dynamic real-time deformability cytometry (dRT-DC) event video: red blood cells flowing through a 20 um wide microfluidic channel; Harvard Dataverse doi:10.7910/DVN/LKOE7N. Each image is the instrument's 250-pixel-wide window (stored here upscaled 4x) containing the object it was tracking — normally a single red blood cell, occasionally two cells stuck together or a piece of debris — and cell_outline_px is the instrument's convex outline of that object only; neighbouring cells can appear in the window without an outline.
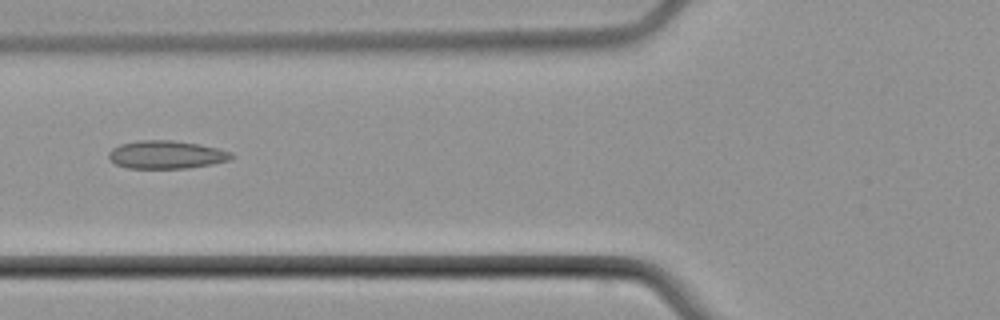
{"species": "common noctule bat (a hibernating species)", "species_latin": "Nyctalus noctula", "temperature_condition": "cold", "stored_images_in_passage": 8, "camera_frame_rate_fps": 3000, "um_per_image_px": 0.085, "animal": {"sex": "male", "body_mass_g": 21.5, "forearm_length_mm": 52.0}, "frame": {"image": 1, "passage_image": 6, "time_ms": 7.0, "image_size_px": [1000, 320], "cell_outline_px": [[236, 156], [228, 160], [212, 164], [188, 168], [128, 168], [116, 164], [108, 156], [108, 152], [112, 148], [120, 144], [140, 140], [172, 140], [200, 144], [232, 152]], "centroid_in_image_um": [14.15, 13.14], "position_along_channel_um": 111.7, "area_um2": 20.06}}
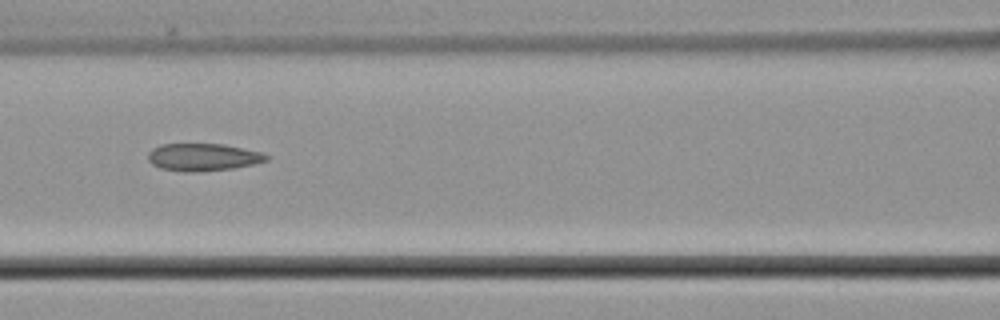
{"frame": {"image": 2, "passage_image": 7, "time_ms": 8.0, "image_size_px": [1000, 320], "cell_outline_px": [[268, 160], [252, 164], [232, 168], [192, 172], [184, 172], [160, 168], [152, 164], [148, 160], [148, 152], [152, 148], [160, 144], [224, 144], [260, 152], [268, 156]], "centroid_in_image_um": [17.2, 13.35], "position_along_channel_um": 149.4, "area_um2": 18.79}}
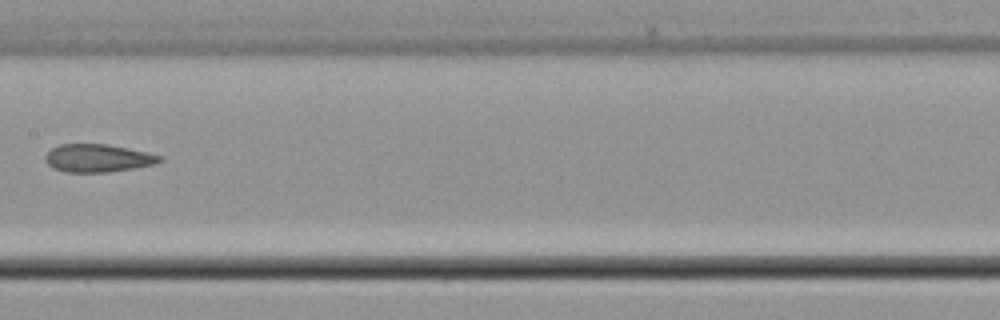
{"frame": {"image": 3, "passage_image": 8, "time_ms": 9.333, "image_size_px": [1000, 320], "cell_outline_px": [[164, 160], [156, 164], [136, 168], [108, 172], [64, 172], [52, 168], [44, 160], [44, 156], [52, 148], [60, 144], [104, 144], [128, 148], [164, 156]], "centroid_in_image_um": [8.33, 13.45], "position_along_channel_um": 199.1, "area_um2": 18.79}}